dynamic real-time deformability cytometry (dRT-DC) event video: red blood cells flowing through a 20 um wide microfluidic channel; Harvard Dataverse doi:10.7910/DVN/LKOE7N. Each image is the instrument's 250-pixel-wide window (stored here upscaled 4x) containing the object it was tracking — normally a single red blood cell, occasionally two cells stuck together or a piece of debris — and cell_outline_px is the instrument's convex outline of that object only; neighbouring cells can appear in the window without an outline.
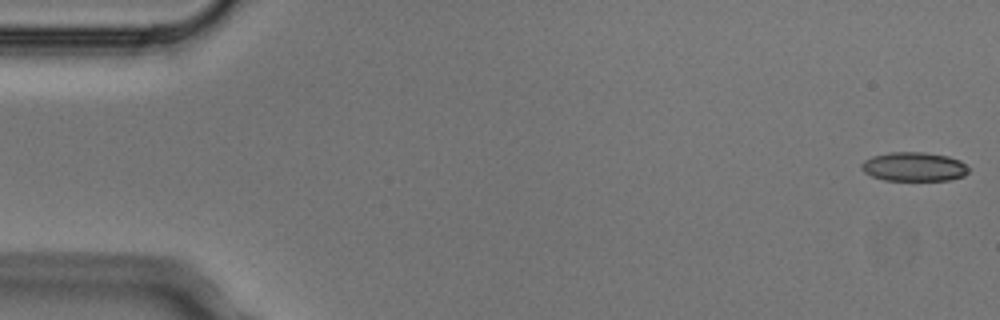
{"species": "Egyptian fruit bat (a non-hibernating species)", "species_latin": "Rousettus aegyptiacus", "temperature_condition": "cold", "stored_images_in_passage": 4, "camera_frame_rate_fps": 3000, "um_per_image_px": 0.085, "animal": {"sex": "male"}, "frame": {"image": 1, "passage_image": 1, "time_ms": 0.0, "image_size_px": [1000, 320], "cell_outline_px": [[968, 172], [964, 176], [948, 180], [884, 180], [872, 176], [864, 172], [860, 168], [860, 164], [864, 160], [872, 156], [888, 152], [924, 152], [948, 156], [960, 160], [968, 168]], "centroid_in_image_um": [77.66, 14.16], "position_along_channel_um": 7.3, "area_um2": 18.21}}